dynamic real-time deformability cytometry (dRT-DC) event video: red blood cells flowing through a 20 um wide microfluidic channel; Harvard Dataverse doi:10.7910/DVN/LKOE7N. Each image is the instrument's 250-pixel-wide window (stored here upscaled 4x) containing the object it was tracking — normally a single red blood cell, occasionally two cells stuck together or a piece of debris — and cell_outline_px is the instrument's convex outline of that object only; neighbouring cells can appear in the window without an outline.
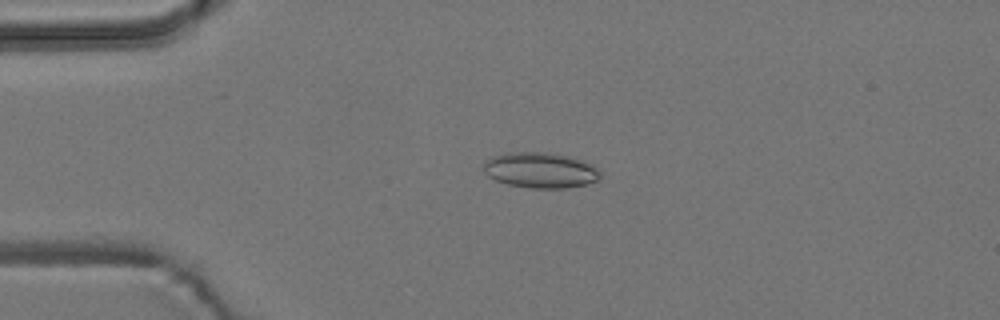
{"species": "common noctule bat (a hibernating species)", "species_latin": "Nyctalus noctula", "temperature_condition": "room temperature", "stored_images_in_passage": 4, "camera_frame_rate_fps": 3000, "um_per_image_px": 0.085, "animal": {"sex": "male", "body_mass_g": 19.2, "forearm_length_mm": 51.8}, "frame": {"image": 1, "passage_image": 3, "time_ms": 2.333, "image_size_px": [1000, 320], "cell_outline_px": [[600, 176], [596, 180], [588, 184], [564, 188], [532, 188], [508, 184], [496, 180], [488, 176], [484, 172], [480, 164], [484, 160], [492, 156], [508, 152], [548, 152], [568, 156], [584, 160], [592, 164], [600, 172]], "centroid_in_image_um": [45.89, 14.45], "position_along_channel_um": 39.1, "area_um2": 24.45}}